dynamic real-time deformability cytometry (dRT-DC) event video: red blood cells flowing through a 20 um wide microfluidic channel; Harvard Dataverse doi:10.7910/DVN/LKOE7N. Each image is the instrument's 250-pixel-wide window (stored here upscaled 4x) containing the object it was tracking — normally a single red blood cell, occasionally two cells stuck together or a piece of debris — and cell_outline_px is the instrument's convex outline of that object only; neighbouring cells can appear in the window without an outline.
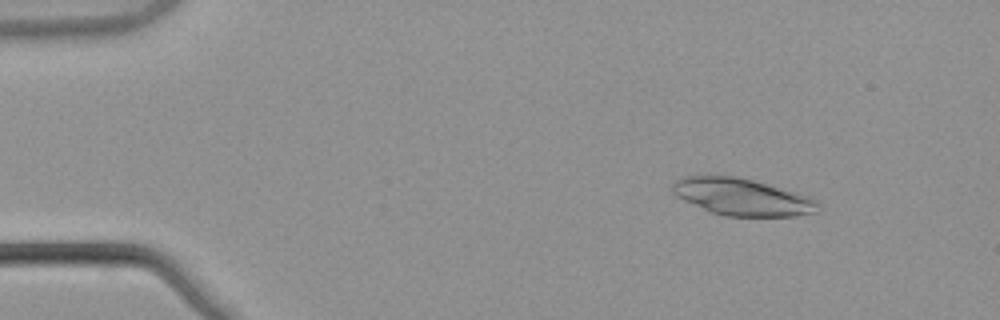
{"species": "common noctule bat (a hibernating species)", "species_latin": "Nyctalus noctula", "temperature_condition": "warm", "stored_images_in_passage": 53, "camera_frame_rate_fps": 3000, "um_per_image_px": 0.085, "animal": {"sex": "male", "body_mass_g": 21.5, "forearm_length_mm": 52.0}, "frame": {"image": 1, "passage_image": 7, "time_ms": 2.0, "image_size_px": [1000, 320], "cell_outline_px": [[820, 204], [816, 212], [796, 216], [724, 216], [708, 212], [676, 196], [672, 192], [672, 184], [676, 180], [684, 176], [736, 176], [752, 180], [808, 196], [816, 200]], "centroid_in_image_um": [63.04, 16.75], "position_along_channel_um": 22.0, "area_um2": 31.21}}